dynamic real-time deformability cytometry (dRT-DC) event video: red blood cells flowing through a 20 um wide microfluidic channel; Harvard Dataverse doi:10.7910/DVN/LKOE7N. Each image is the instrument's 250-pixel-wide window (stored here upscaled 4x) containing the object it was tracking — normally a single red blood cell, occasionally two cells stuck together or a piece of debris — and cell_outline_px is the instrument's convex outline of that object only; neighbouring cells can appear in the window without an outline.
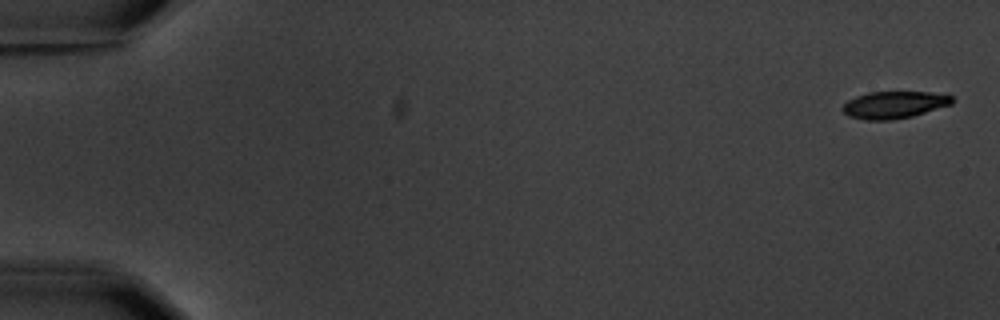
{"species": "common noctule bat (a hibernating species)", "species_latin": "Nyctalus noctula", "temperature_condition": "warm", "stored_images_in_passage": 3, "camera_frame_rate_fps": 3000, "um_per_image_px": 0.085, "animal": {"sex": "male", "body_mass_g": 20.1, "forearm_length_mm": 53.5}, "frame": {"image": 1, "passage_image": 1, "time_ms": 0.0, "image_size_px": [1000, 320], "cell_outline_px": [[956, 100], [952, 104], [912, 116], [892, 120], [868, 120], [848, 116], [840, 108], [848, 100], [856, 96], [868, 92], [932, 92], [952, 96]], "centroid_in_image_um": [76.01, 8.9], "position_along_channel_um": 9.0, "area_um2": 17.34}}